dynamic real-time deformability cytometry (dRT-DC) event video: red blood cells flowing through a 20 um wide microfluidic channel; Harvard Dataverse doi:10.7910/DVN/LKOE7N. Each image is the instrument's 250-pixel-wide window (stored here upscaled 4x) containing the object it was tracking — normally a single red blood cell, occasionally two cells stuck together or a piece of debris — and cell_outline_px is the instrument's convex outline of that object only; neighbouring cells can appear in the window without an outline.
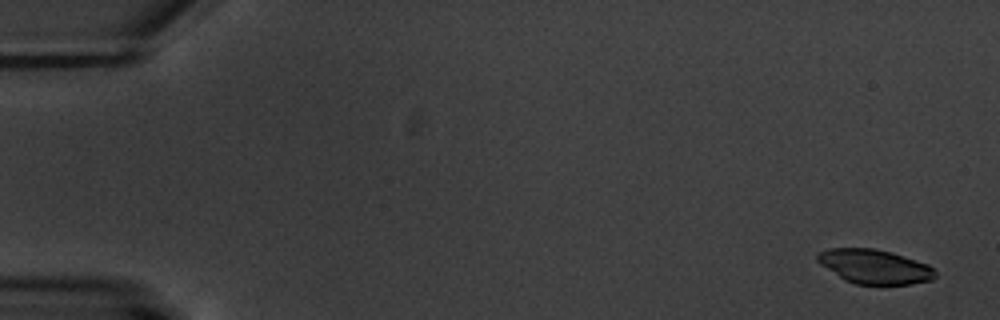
{"species": "common noctule bat (a hibernating species)", "species_latin": "Nyctalus noctula", "temperature_condition": "warm", "stored_images_in_passage": 4, "segment_of_instrument_passage": [2, 2], "camera_frame_rate_fps": 3000, "um_per_image_px": 0.085, "animal": {"sex": "male", "body_mass_g": 20.1, "forearm_length_mm": 53.5}, "frame": {"image": 1, "passage_image": 4, "time_ms": 4.0, "image_size_px": [1000, 320], "cell_outline_px": [[936, 276], [932, 280], [912, 284], [856, 284], [844, 280], [820, 264], [816, 260], [816, 256], [820, 252], [828, 248], [876, 248], [892, 252], [928, 264], [936, 272]], "centroid_in_image_um": [74.34, 22.65], "position_along_channel_um": 10.7, "area_um2": 23.58}}